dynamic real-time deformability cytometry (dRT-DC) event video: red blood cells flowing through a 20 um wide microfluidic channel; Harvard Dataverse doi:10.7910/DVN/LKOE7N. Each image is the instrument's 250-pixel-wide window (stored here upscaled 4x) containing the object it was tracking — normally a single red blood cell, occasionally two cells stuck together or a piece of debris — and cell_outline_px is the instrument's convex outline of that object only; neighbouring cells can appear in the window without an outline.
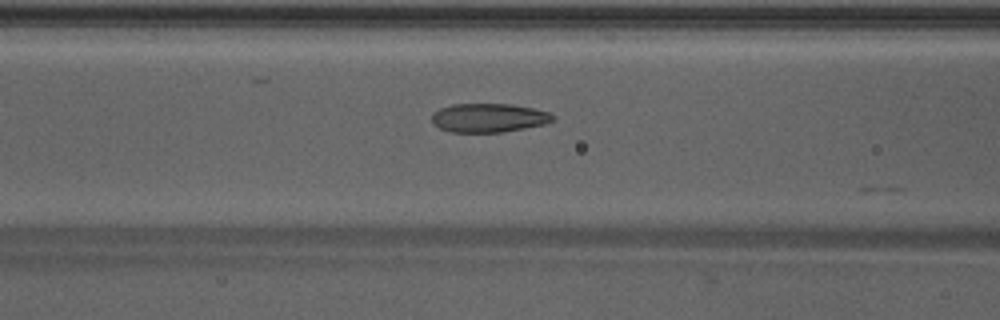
{"species": "Egyptian fruit bat (a non-hibernating species)", "species_latin": "Rousettus aegyptiacus", "temperature_condition": "warm", "stored_images_in_passage": 23, "camera_frame_rate_fps": 3000, "um_per_image_px": 0.085, "animal": {"sex": "male"}, "frame": {"image": 1, "passage_image": 3, "time_ms": 0.667, "image_size_px": [1000, 320], "cell_outline_px": [[556, 116], [552, 120], [544, 124], [504, 132], [452, 132], [440, 128], [432, 124], [432, 112], [440, 108], [452, 104], [512, 104], [532, 108], [548, 112]], "centroid_in_image_um": [41.51, 10.01], "position_along_channel_um": 125.1, "area_um2": 20.35}}
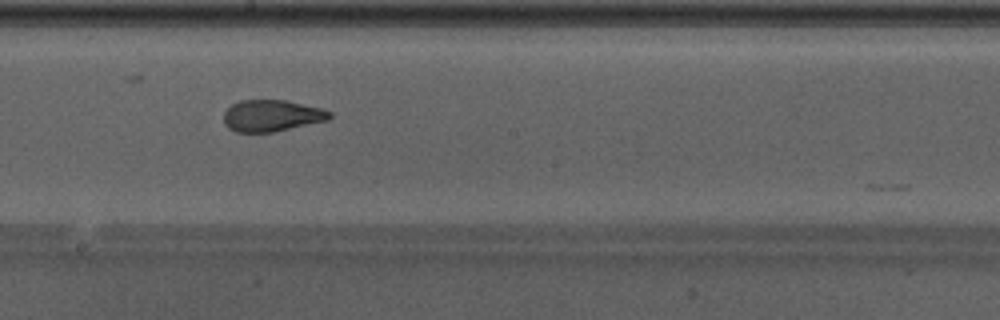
{"frame": {"image": 2, "passage_image": 10, "time_ms": 3.0, "image_size_px": [1000, 320], "cell_outline_px": [[332, 116], [328, 120], [272, 132], [236, 132], [228, 128], [224, 124], [224, 112], [232, 104], [240, 100], [284, 100], [320, 108], [332, 112]], "centroid_in_image_um": [23.07, 9.83], "position_along_channel_um": 225.1, "area_um2": 19.36}}
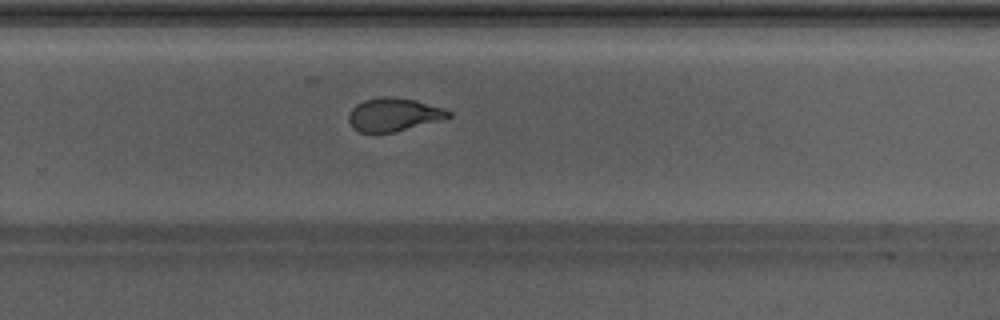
{"frame": {"image": 3, "passage_image": 15, "time_ms": 4.667, "image_size_px": [1000, 320], "cell_outline_px": [[452, 116], [444, 120], [376, 136], [372, 136], [360, 132], [352, 128], [348, 120], [348, 116], [352, 108], [356, 104], [364, 100], [380, 96], [396, 96], [416, 100], [444, 108], [452, 112]], "centroid_in_image_um": [33.45, 9.77], "position_along_channel_um": 296.4, "area_um2": 20.17}}